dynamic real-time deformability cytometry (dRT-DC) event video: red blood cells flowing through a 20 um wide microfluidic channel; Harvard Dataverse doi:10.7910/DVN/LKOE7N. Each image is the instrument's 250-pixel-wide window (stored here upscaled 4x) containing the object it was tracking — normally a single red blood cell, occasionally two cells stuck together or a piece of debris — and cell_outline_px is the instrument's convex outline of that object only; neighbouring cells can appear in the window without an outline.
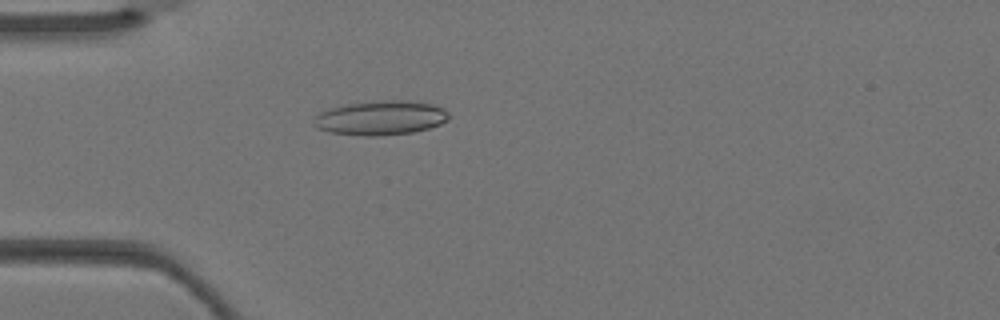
{"species": "Egyptian fruit bat (a non-hibernating species)", "species_latin": "Rousettus aegyptiacus", "temperature_condition": "warm", "stored_images_in_passage": 2, "camera_frame_rate_fps": 3000, "um_per_image_px": 0.085, "animal": {"sex": "female"}, "frame": {"image": 1, "passage_image": 2, "time_ms": 0.333, "image_size_px": [1000, 320], "cell_outline_px": [[448, 120], [440, 124], [428, 128], [412, 132], [376, 136], [364, 136], [332, 132], [316, 128], [312, 124], [312, 120], [316, 112], [344, 104], [384, 100], [420, 100], [444, 108], [448, 112]], "centroid_in_image_um": [32.33, 10.0], "position_along_channel_um": 52.7, "area_um2": 27.4}}